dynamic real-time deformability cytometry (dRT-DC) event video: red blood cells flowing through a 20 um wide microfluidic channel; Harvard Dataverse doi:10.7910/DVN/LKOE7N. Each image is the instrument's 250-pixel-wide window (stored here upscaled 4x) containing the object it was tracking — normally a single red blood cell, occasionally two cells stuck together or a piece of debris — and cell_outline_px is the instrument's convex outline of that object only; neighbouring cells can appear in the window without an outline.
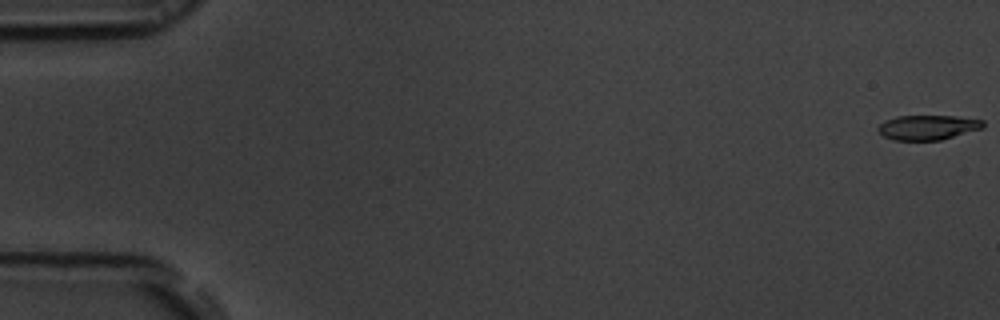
{"species": "common noctule bat (a hibernating species)", "species_latin": "Nyctalus noctula", "temperature_condition": "room temperature", "stored_images_in_passage": 45, "camera_frame_rate_fps": 3000, "um_per_image_px": 0.085, "animal": {"sex": "male", "body_mass_g": 19.5, "forearm_length_mm": 54.6}, "frame": {"image": 1, "passage_image": 1, "time_ms": 0.0, "image_size_px": [1000, 320], "cell_outline_px": [[984, 128], [940, 140], [892, 140], [884, 136], [876, 128], [884, 120], [896, 116], [956, 116], [984, 120]], "centroid_in_image_um": [78.86, 10.82], "position_along_channel_um": 6.1, "area_um2": 15.2}}
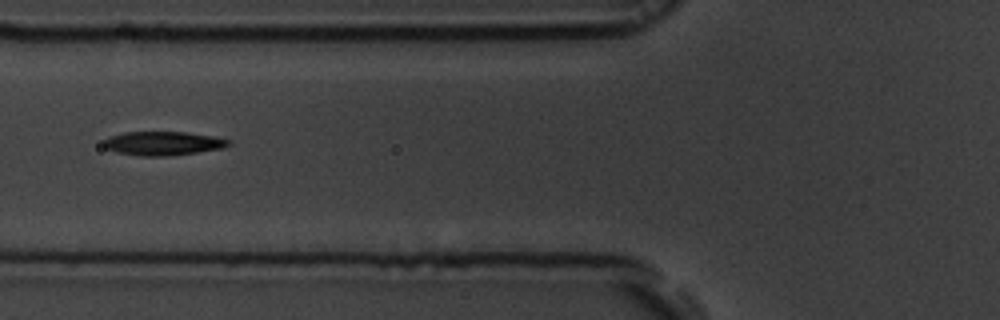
{"frame": {"image": 2, "passage_image": 22, "time_ms": 7.0, "image_size_px": [1000, 320], "cell_outline_px": [[232, 144], [224, 148], [168, 156], [140, 156], [116, 152], [108, 148], [104, 144], [104, 140], [112, 136], [124, 132], [188, 132], [212, 136], [232, 140]], "centroid_in_image_um": [13.92, 12.18], "position_along_channel_um": 111.9, "area_um2": 17.28}}
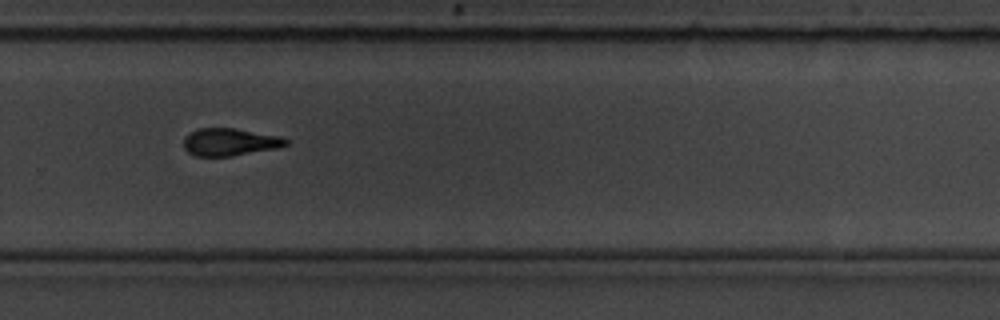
{"frame": {"image": 3, "passage_image": 38, "time_ms": 12.333, "image_size_px": [1000, 320], "cell_outline_px": [[288, 144], [280, 148], [232, 156], [196, 156], [188, 152], [184, 148], [184, 136], [196, 128], [236, 128], [280, 136], [288, 140]], "centroid_in_image_um": [19.54, 12.07], "position_along_channel_um": 310.3, "area_um2": 16.59}, "authors_computed_cell_mechanics": {"area_um2": 16.762, "velocity_mm_per_s": 3.7282, "shape_relaxation_time_tau1_ms": 2.8145, "shape_relaxation_time_tau2_ms": 3.4789, "deformation_change_tau1": 0.1619, "deformation_change_tau2": 0.1254}}